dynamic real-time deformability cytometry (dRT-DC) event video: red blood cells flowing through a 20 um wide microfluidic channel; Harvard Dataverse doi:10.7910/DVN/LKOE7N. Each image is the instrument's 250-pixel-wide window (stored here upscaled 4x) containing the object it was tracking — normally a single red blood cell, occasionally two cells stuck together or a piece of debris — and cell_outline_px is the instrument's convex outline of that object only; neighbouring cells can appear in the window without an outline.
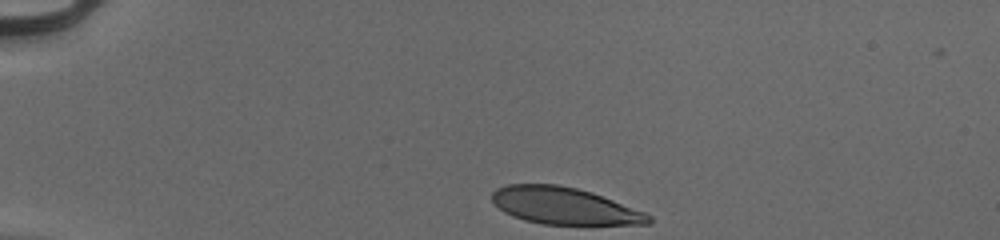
{"species": "human", "species_latin": "Homo sapiens", "temperature_condition": "cold", "stored_images_in_passage": 34, "camera_frame_rate_fps": 3000, "um_per_image_px": 0.085, "donor": {"sex": "male"}, "frame": {"image": 1, "passage_image": 1, "time_ms": 0.0, "image_size_px": [1000, 240], "cell_outline_px": [[652, 224], [544, 224], [524, 220], [512, 216], [504, 212], [492, 200], [492, 192], [496, 188], [508, 184], [556, 184], [576, 188], [592, 192], [644, 212], [652, 216]], "centroid_in_image_um": [47.95, 17.49], "position_along_channel_um": 37.0, "area_um2": 33.47}}
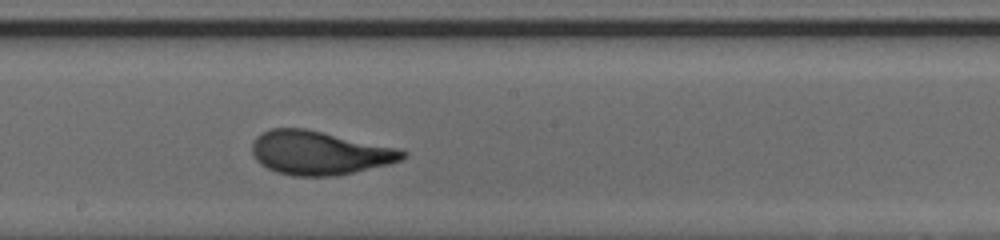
{"frame": {"image": 2, "passage_image": 20, "time_ms": 6.333, "image_size_px": [1000, 240], "cell_outline_px": [[408, 156], [400, 160], [388, 164], [336, 176], [292, 176], [276, 172], [260, 164], [256, 160], [252, 152], [252, 144], [256, 136], [260, 132], [268, 128], [308, 128], [400, 148], [408, 152]], "centroid_in_image_um": [27.15, 12.97], "position_along_channel_um": 221.1, "area_um2": 38.9}}
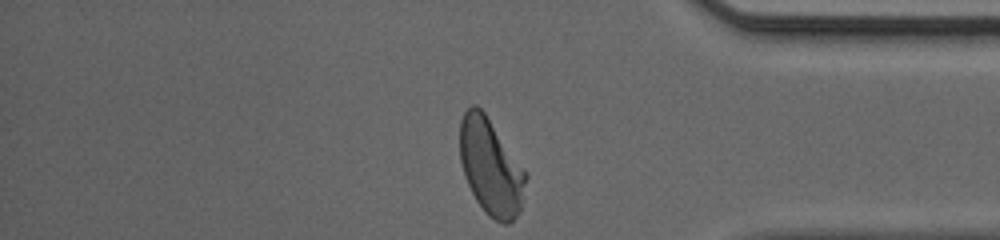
{"frame": {"image": 3, "passage_image": 34, "time_ms": 11.0, "image_size_px": [1000, 240], "cell_outline_px": [[528, 176], [520, 208], [516, 216], [508, 224], [504, 224], [488, 216], [476, 200], [464, 176], [460, 160], [460, 120], [464, 112], [472, 104], [476, 104], [484, 112], [528, 172]], "centroid_in_image_um": [41.72, 14.18], "position_along_channel_um": 393.5, "area_um2": 37.05}, "authors_computed_cell_mechanics": {"area_um2": 37.4833, "velocity_mm_per_s": 3.9899, "shape_relaxation_time_tau1_ms": 3.1622, "shape_relaxation_time_tau2_ms": null, "deformation_change_tau1": 0.1765, "deformation_change_tau2": null}}